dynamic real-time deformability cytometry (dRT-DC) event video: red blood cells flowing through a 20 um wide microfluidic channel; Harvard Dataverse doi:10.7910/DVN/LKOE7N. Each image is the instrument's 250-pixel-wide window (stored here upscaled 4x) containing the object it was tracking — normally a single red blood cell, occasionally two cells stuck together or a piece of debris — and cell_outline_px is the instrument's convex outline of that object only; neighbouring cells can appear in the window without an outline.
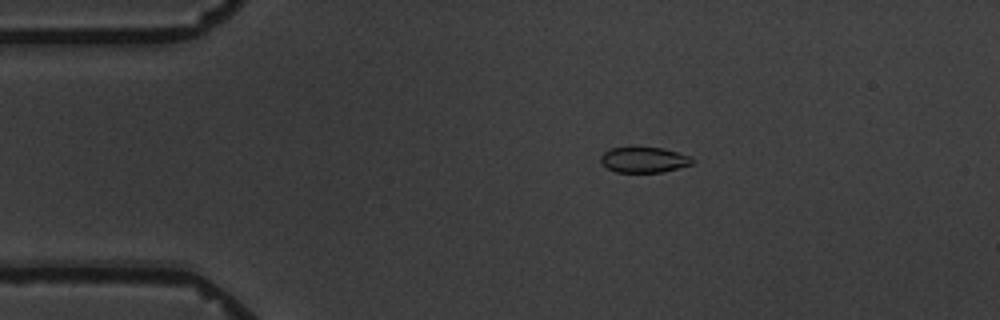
{"species": "common noctule bat (a hibernating species)", "species_latin": "Nyctalus noctula", "temperature_condition": "warm", "stored_images_in_passage": 4, "camera_frame_rate_fps": 3000, "um_per_image_px": 0.085, "animal": {"sex": "male", "body_mass_g": 19.5, "forearm_length_mm": 54.6}, "frame": {"image": 1, "passage_image": 3, "time_ms": 2.333, "image_size_px": [1000, 320], "cell_outline_px": [[696, 160], [692, 164], [660, 172], [616, 172], [608, 168], [600, 160], [600, 156], [604, 152], [612, 148], [628, 144], [664, 148], [692, 156]], "centroid_in_image_um": [54.73, 13.52], "position_along_channel_um": 30.3, "area_um2": 14.22}}